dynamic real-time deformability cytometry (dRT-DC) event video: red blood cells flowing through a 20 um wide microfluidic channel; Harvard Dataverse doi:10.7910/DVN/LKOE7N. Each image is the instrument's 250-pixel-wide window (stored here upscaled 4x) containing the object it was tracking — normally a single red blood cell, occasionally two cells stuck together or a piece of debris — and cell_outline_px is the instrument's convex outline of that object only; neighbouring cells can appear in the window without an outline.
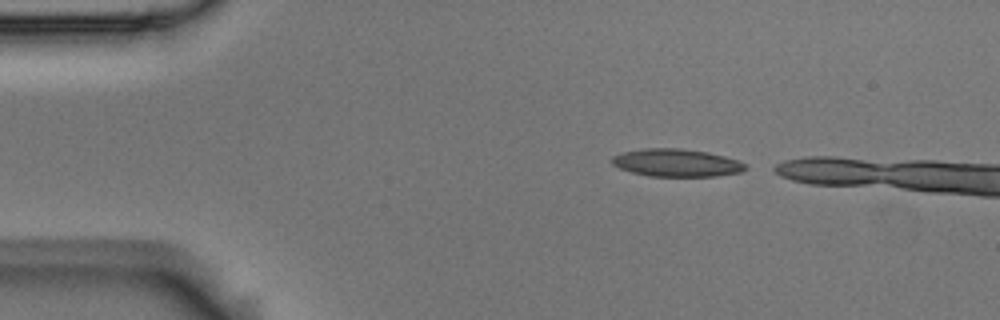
{"species": "Egyptian fruit bat (a non-hibernating species)", "species_latin": "Rousettus aegyptiacus", "temperature_condition": "room temperature", "stored_images_in_passage": 5, "camera_frame_rate_fps": 3000, "um_per_image_px": 0.085, "animal": {"sex": "male"}, "frame": {"image": 1, "passage_image": 1, "time_ms": 0.0, "image_size_px": [1000, 320], "cell_outline_px": [[748, 168], [740, 172], [716, 176], [648, 176], [632, 172], [620, 168], [612, 164], [612, 156], [624, 152], [644, 148], [680, 148], [708, 152], [724, 156], [736, 160], [744, 164]], "centroid_in_image_um": [57.49, 13.83], "position_along_channel_um": 27.5, "area_um2": 21.39}}